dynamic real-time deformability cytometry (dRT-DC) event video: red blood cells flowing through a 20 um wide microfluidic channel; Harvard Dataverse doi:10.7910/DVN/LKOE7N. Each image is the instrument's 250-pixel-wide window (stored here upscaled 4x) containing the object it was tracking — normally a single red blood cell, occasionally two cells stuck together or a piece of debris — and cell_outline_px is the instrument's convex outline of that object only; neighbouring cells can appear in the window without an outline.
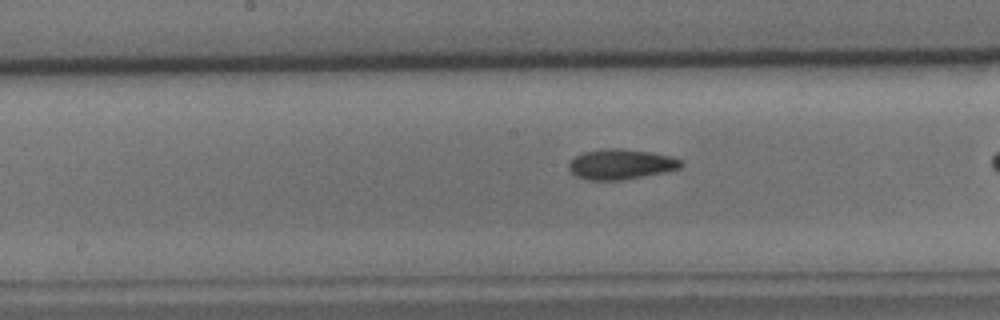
{"species": "common noctule bat (a hibernating species)", "species_latin": "Nyctalus noctula", "temperature_condition": "cold", "stored_images_in_passage": 38, "camera_frame_rate_fps": 3000, "um_per_image_px": 0.085, "animal": {"sex": "male", "body_mass_g": 15.6}, "frame": {"image": 1, "passage_image": 23, "time_ms": 7.333, "image_size_px": [1000, 320], "cell_outline_px": [[684, 164], [680, 168], [664, 172], [620, 180], [588, 180], [576, 176], [568, 168], [568, 160], [584, 152], [608, 148], [624, 148], [672, 156], [680, 160]], "centroid_in_image_um": [52.75, 13.95], "position_along_channel_um": 195.5, "area_um2": 19.71}}
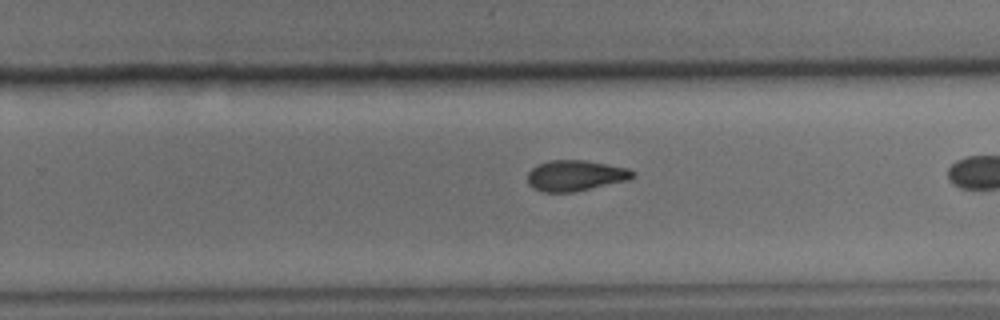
{"frame": {"image": 2, "passage_image": 30, "time_ms": 9.667, "image_size_px": [1000, 320], "cell_outline_px": [[636, 176], [628, 180], [572, 192], [544, 192], [532, 188], [528, 184], [528, 172], [536, 164], [548, 160], [584, 160], [628, 168], [636, 172]], "centroid_in_image_um": [48.89, 14.92], "position_along_channel_um": 280.9, "area_um2": 18.9}}
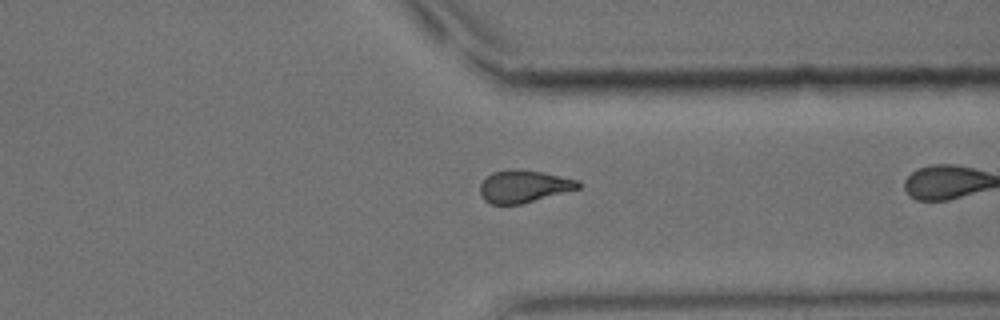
{"frame": {"image": 3, "passage_image": 37, "time_ms": 12.0, "image_size_px": [1000, 320], "cell_outline_px": [[584, 184], [580, 188], [520, 204], [492, 204], [484, 200], [480, 192], [480, 184], [492, 172], [512, 168], [516, 168], [540, 172], [576, 180]], "centroid_in_image_um": [44.5, 15.83], "position_along_channel_um": 366.9, "area_um2": 18.32}}